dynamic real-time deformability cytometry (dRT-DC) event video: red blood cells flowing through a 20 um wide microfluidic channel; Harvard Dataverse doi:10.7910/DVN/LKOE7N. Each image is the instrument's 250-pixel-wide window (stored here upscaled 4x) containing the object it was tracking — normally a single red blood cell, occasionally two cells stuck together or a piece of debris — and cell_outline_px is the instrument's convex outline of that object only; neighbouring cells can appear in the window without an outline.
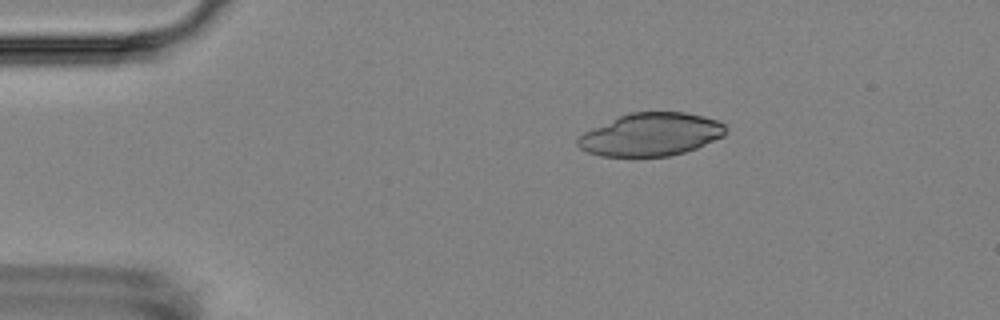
{"species": "Egyptian fruit bat (a non-hibernating species)", "species_latin": "Rousettus aegyptiacus", "temperature_condition": "room temperature", "stored_images_in_passage": 4, "camera_frame_rate_fps": 3000, "um_per_image_px": 0.085, "animal": {"sex": "female"}, "frame": {"image": 1, "passage_image": 3, "time_ms": 2.0, "image_size_px": [1000, 320], "cell_outline_px": [[724, 136], [696, 148], [684, 152], [668, 156], [600, 156], [588, 152], [580, 148], [576, 144], [576, 140], [584, 132], [592, 128], [628, 112], [684, 112], [704, 116], [716, 120], [724, 124]], "centroid_in_image_um": [55.3, 11.43], "position_along_channel_um": 29.7, "area_um2": 36.76}}